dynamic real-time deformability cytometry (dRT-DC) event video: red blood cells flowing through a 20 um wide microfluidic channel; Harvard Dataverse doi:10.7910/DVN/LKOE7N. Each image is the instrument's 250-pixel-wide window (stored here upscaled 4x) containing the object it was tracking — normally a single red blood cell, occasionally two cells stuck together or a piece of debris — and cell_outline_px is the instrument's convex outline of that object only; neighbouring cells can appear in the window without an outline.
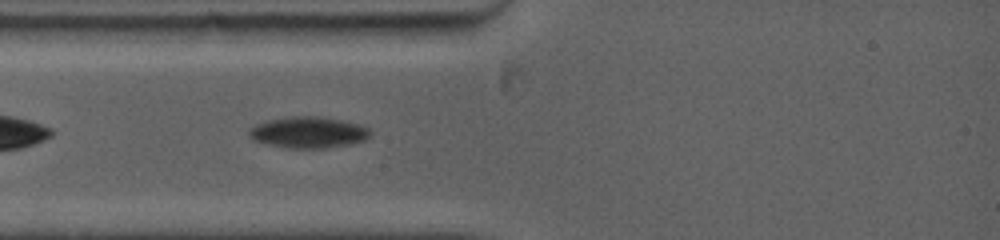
{"species": "common noctule bat (a hibernating species)", "species_latin": "Nyctalus noctula", "temperature_condition": "warm", "stored_images_in_passage": 3, "camera_frame_rate_fps": 5000, "um_per_image_px": 0.085, "animal": {"sex": "female", "body_mass_g": 19.0, "forearm_length_mm": 53.3}, "frame": {"image": 1, "passage_image": 3, "time_ms": 1.2, "image_size_px": [1000, 240], "cell_outline_px": [[372, 136], [364, 140], [348, 144], [328, 148], [288, 148], [268, 144], [252, 140], [248, 136], [248, 128], [256, 124], [268, 120], [288, 116], [316, 116], [340, 120], [360, 124], [368, 128], [372, 132]], "centroid_in_image_um": [26.19, 11.25], "position_along_channel_um": 58.8, "area_um2": 22.25}}